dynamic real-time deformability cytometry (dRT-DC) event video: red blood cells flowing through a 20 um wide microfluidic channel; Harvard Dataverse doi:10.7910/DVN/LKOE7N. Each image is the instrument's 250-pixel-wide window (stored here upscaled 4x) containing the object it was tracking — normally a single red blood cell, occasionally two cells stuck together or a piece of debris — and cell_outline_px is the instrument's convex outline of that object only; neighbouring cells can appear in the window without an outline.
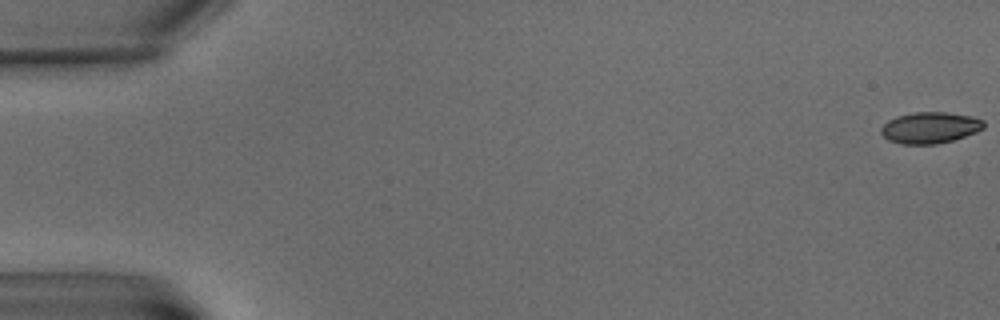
{"species": "common noctule bat (a hibernating species)", "species_latin": "Nyctalus noctula", "temperature_condition": "warm", "stored_images_in_passage": 9, "camera_frame_rate_fps": 3000, "um_per_image_px": 0.085, "animal": {"sex": "male", "body_mass_g": 15.6}, "frame": {"image": 1, "passage_image": 1, "time_ms": 0.0, "image_size_px": [1000, 320], "cell_outline_px": [[984, 128], [976, 132], [952, 140], [936, 144], [900, 144], [888, 140], [880, 132], [880, 128], [888, 120], [896, 116], [912, 112], [948, 112], [972, 116], [984, 120]], "centroid_in_image_um": [79.04, 10.84], "position_along_channel_um": 6.0, "area_um2": 18.84}}
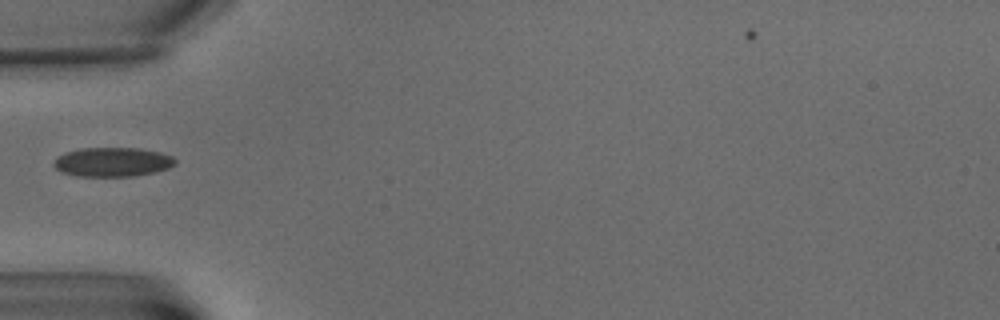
{"frame": {"image": 2, "passage_image": 6, "time_ms": 8.0, "image_size_px": [1000, 320], "cell_outline_px": [[176, 164], [168, 168], [156, 172], [136, 176], [76, 176], [60, 172], [52, 164], [52, 160], [56, 156], [64, 152], [80, 148], [140, 148], [160, 152], [172, 156], [176, 160]], "centroid_in_image_um": [9.53, 13.77], "position_along_channel_um": 75.5, "area_um2": 21.04}}
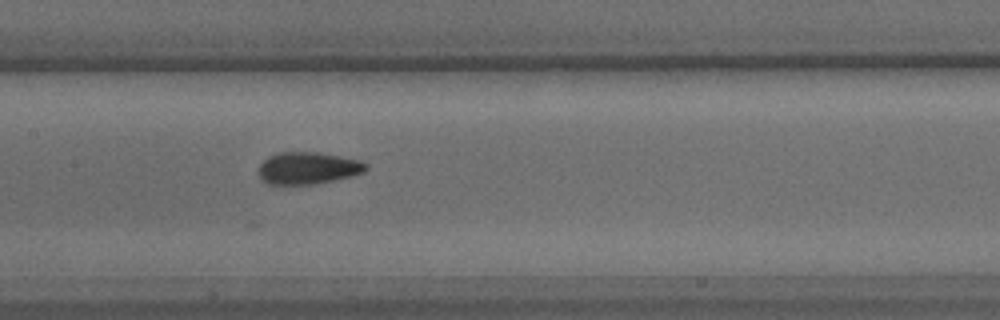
{"frame": {"image": 3, "passage_image": 9, "time_ms": 11.667, "image_size_px": [1000, 320], "cell_outline_px": [[368, 168], [364, 172], [352, 176], [312, 184], [268, 184], [260, 176], [260, 164], [268, 156], [280, 152], [320, 152], [360, 160], [368, 164]], "centroid_in_image_um": [26.21, 14.27], "position_along_channel_um": 181.2, "area_um2": 19.94}}